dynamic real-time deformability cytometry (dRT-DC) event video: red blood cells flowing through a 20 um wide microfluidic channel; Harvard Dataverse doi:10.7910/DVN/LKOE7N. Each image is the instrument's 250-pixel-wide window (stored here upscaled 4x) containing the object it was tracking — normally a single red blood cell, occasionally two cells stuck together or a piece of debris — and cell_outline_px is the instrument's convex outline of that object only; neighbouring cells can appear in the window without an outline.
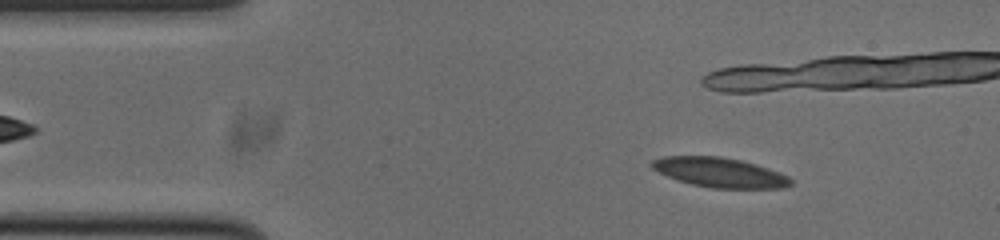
{"species": "common noctule bat (a hibernating species)", "species_latin": "Nyctalus noctula", "temperature_condition": "cold", "stored_images_in_passage": 20, "camera_frame_rate_fps": 3000, "um_per_image_px": 0.085, "animal": {"sex": "male", "body_mass_g": 20.0, "forearm_length_mm": 53.3}, "frame": {"image": 1, "passage_image": 6, "time_ms": 1.667, "image_size_px": [1000, 240], "cell_outline_px": [[792, 184], [784, 188], [712, 188], [692, 184], [668, 176], [652, 168], [652, 160], [664, 156], [720, 156], [740, 160], [756, 164], [768, 168], [788, 176], [792, 180]], "centroid_in_image_um": [61.21, 14.66], "position_along_channel_um": 23.8, "area_um2": 23.76}}